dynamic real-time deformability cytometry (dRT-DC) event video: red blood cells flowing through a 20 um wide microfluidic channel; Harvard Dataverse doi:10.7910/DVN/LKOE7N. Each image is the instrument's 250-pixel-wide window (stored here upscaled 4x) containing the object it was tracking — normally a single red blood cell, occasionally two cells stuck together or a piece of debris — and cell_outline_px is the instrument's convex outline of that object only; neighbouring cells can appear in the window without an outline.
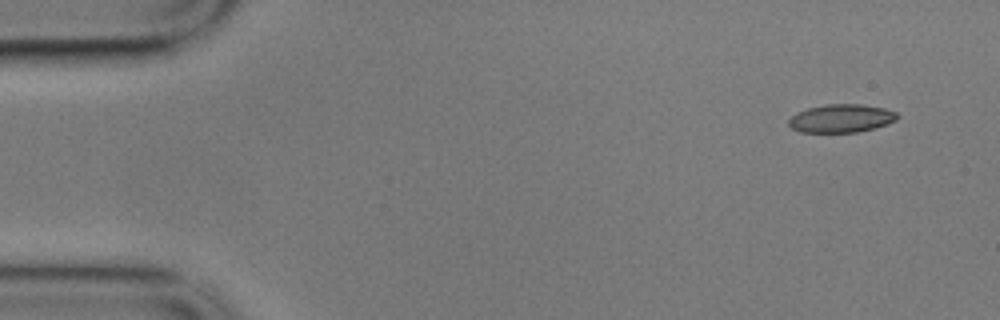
{"species": "common noctule bat (a hibernating species)", "species_latin": "Nyctalus noctula", "temperature_condition": "cold", "stored_images_in_passage": 5, "camera_frame_rate_fps": 3000, "um_per_image_px": 0.085, "animal": {"sex": "male", "body_mass_g": 17.9}, "frame": {"image": 1, "passage_image": 1, "time_ms": 0.0, "image_size_px": [1000, 320], "cell_outline_px": [[900, 116], [896, 120], [888, 124], [876, 128], [856, 132], [800, 132], [792, 128], [788, 124], [788, 120], [796, 112], [808, 108], [828, 104], [860, 104], [884, 108], [896, 112]], "centroid_in_image_um": [71.52, 10.06], "position_along_channel_um": 13.5, "area_um2": 17.92}}
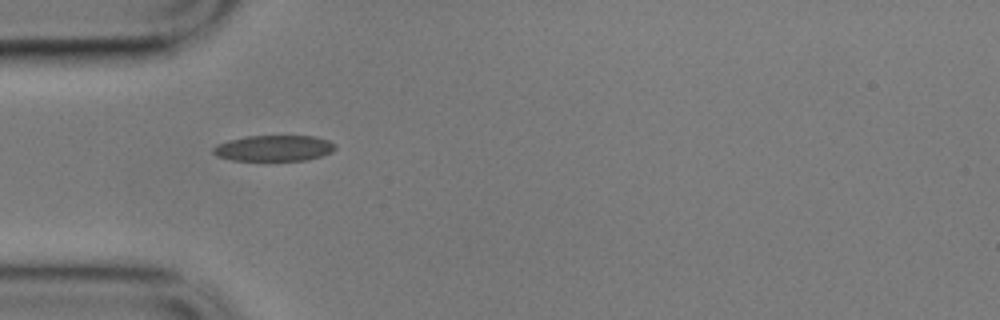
{"frame": {"image": 2, "passage_image": 4, "time_ms": 1.0, "image_size_px": [1000, 320], "cell_outline_px": [[336, 148], [332, 152], [308, 160], [232, 160], [216, 156], [212, 152], [212, 148], [216, 144], [228, 140], [244, 136], [316, 136], [328, 140], [336, 144]], "centroid_in_image_um": [23.27, 12.59], "position_along_channel_um": 61.7, "area_um2": 18.55}}